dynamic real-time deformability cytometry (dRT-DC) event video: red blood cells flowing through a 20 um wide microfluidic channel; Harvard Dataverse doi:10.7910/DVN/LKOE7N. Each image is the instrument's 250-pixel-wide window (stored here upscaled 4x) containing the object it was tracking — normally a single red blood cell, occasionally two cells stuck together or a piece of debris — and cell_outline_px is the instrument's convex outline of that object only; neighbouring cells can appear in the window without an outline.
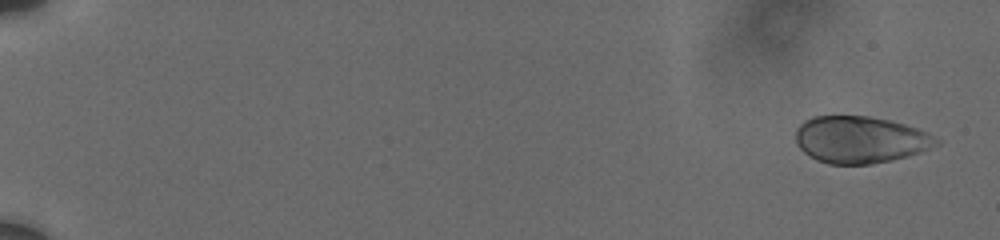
{"species": "human", "species_latin": "Homo sapiens", "temperature_condition": "cold", "stored_images_in_passage": 8, "camera_frame_rate_fps": 3000, "um_per_image_px": 0.085, "donor": {"sex": "male"}, "frame": {"image": 1, "passage_image": 1, "time_ms": 0.0, "image_size_px": [1000, 240], "cell_outline_px": [[940, 144], [920, 152], [908, 156], [892, 160], [872, 164], [828, 164], [816, 160], [804, 152], [796, 144], [796, 128], [804, 120], [812, 116], [872, 116], [904, 124], [928, 132], [940, 140]], "centroid_in_image_um": [73.11, 11.87], "position_along_channel_um": 11.9, "area_um2": 38.67}}
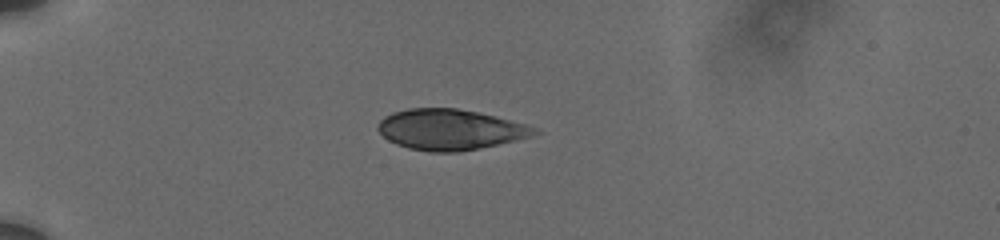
{"frame": {"image": 2, "passage_image": 6, "time_ms": 5.0, "image_size_px": [1000, 240], "cell_outline_px": [[540, 132], [532, 136], [516, 140], [480, 148], [460, 152], [428, 152], [408, 148], [396, 144], [388, 140], [376, 128], [376, 124], [384, 116], [392, 112], [408, 108], [456, 108], [496, 116], [524, 124], [536, 128]], "centroid_in_image_um": [38.22, 11.01], "position_along_channel_um": 46.8, "area_um2": 37.11}}
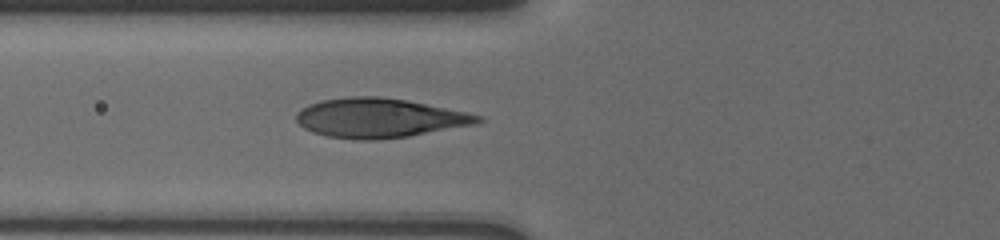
{"frame": {"image": 3, "passage_image": 8, "time_ms": 7.333, "image_size_px": [1000, 240], "cell_outline_px": [[484, 120], [480, 124], [408, 136], [376, 140], [360, 140], [328, 136], [312, 132], [304, 128], [296, 120], [296, 116], [308, 104], [320, 100], [348, 96], [380, 96], [408, 100], [468, 112], [484, 116]], "centroid_in_image_um": [32.32, 10.02], "position_along_channel_um": 93.5, "area_um2": 41.96}}